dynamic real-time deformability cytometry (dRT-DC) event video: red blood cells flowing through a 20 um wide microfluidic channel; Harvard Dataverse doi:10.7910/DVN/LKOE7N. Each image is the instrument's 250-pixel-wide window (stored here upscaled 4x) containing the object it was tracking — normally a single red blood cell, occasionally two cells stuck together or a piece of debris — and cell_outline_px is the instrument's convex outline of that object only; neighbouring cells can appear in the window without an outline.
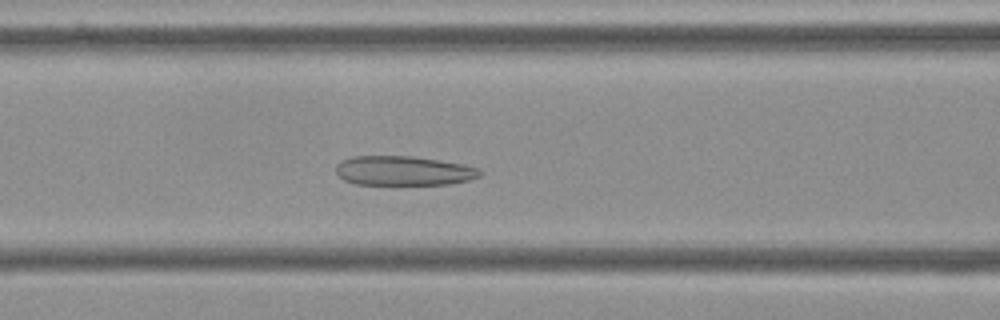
{"species": "Egyptian fruit bat (a non-hibernating species)", "species_latin": "Rousettus aegyptiacus", "temperature_condition": "cold", "stored_images_in_passage": 56, "camera_frame_rate_fps": 3000, "um_per_image_px": 0.085, "frame": {"image": 1, "passage_image": 23, "time_ms": 7.333, "image_size_px": [1000, 320], "cell_outline_px": [[484, 172], [480, 176], [468, 180], [448, 184], [356, 184], [344, 180], [336, 172], [336, 164], [340, 160], [352, 156], [412, 156], [464, 164], [480, 168]], "centroid_in_image_um": [34.31, 14.5], "position_along_channel_um": 132.3, "area_um2": 24.8}}
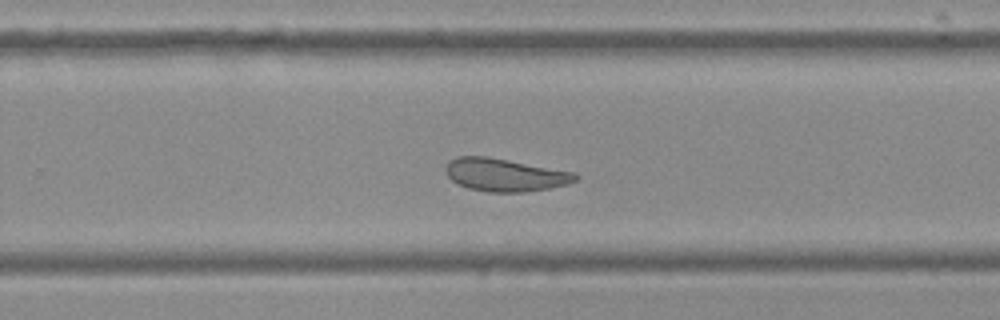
{"frame": {"image": 2, "passage_image": 36, "time_ms": 11.667, "image_size_px": [1000, 320], "cell_outline_px": [[580, 176], [576, 180], [568, 184], [552, 188], [520, 192], [488, 192], [468, 188], [452, 180], [448, 176], [444, 168], [448, 160], [460, 156], [488, 156], [576, 172]], "centroid_in_image_um": [42.94, 14.85], "position_along_channel_um": 286.9, "area_um2": 25.03}}
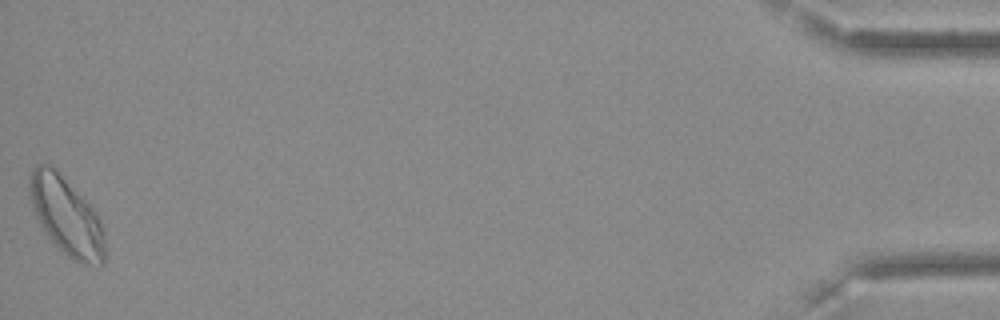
{"frame": {"image": 3, "passage_image": 56, "time_ms": 18.333, "image_size_px": [1000, 320], "cell_outline_px": [[104, 264], [84, 264], [72, 260], [48, 236], [40, 224], [36, 216], [28, 196], [28, 188], [32, 168], [36, 164], [52, 164], [56, 168], [92, 208], [100, 220], [104, 232]], "centroid_in_image_um": [5.61, 18.34], "position_along_channel_um": 429.6, "area_um2": 33.93}, "authors_computed_cell_mechanics": {"area_um2": 27.166, "velocity_mm_per_s": 3.5666, "shape_relaxation_time_tau1_ms": null, "shape_relaxation_time_tau2_ms": 1.9262, "deformation_change_tau1": null, "deformation_change_tau2": 0.0909}}